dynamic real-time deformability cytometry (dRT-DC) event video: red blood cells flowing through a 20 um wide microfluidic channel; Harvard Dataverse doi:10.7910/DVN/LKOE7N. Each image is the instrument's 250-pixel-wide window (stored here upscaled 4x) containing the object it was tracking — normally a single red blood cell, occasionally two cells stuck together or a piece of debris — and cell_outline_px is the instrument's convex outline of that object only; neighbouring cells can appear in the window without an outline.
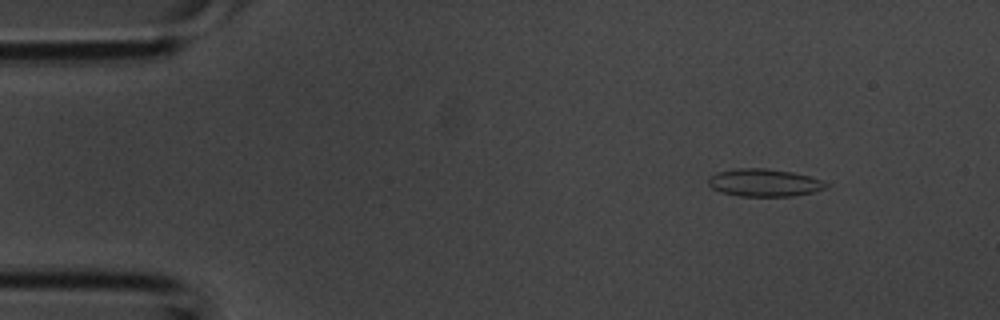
{"species": "common noctule bat (a hibernating species)", "species_latin": "Nyctalus noctula", "temperature_condition": "room temperature", "stored_images_in_passage": 4, "camera_frame_rate_fps": 3000, "um_per_image_px": 0.085, "animal": {"sex": "male", "body_mass_g": 20.1, "forearm_length_mm": 53.5}, "frame": {"image": 1, "passage_image": 2, "time_ms": 0.333, "image_size_px": [1000, 320], "cell_outline_px": [[832, 184], [828, 188], [812, 192], [792, 196], [740, 196], [720, 192], [712, 188], [708, 184], [708, 176], [716, 172], [736, 168], [764, 168], [792, 172], [808, 176]], "centroid_in_image_um": [64.94, 15.53], "position_along_channel_um": 20.1, "area_um2": 19.07}}